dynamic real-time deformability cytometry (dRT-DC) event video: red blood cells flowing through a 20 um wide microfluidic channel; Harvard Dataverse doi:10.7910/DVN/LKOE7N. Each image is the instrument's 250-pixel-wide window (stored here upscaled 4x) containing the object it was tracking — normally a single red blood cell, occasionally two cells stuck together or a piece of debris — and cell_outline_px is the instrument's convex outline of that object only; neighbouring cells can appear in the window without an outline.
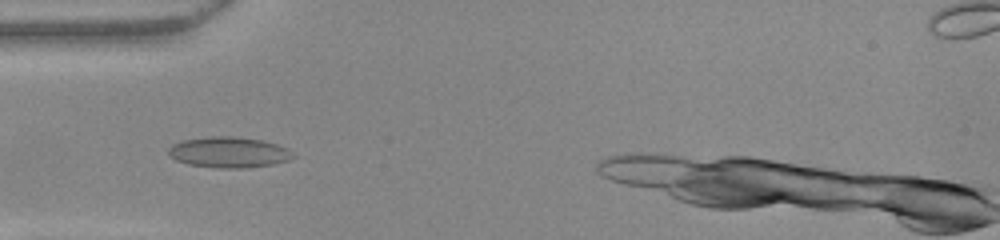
{"species": "common noctule bat (a hibernating species)", "species_latin": "Nyctalus noctula", "temperature_condition": "warm", "stored_images_in_passage": 40, "camera_frame_rate_fps": 3000, "um_per_image_px": 0.085, "animal": {"sex": "female", "body_mass_g": 22.0, "forearm_length_mm": 56.7}, "frame": {"image": 1, "passage_image": 11, "time_ms": 3.333, "image_size_px": [1000, 240], "cell_outline_px": [[296, 156], [288, 160], [272, 164], [244, 168], [220, 168], [188, 164], [176, 160], [168, 152], [168, 148], [172, 144], [184, 140], [212, 136], [232, 136], [260, 140], [276, 144], [288, 148]], "centroid_in_image_um": [19.46, 12.94], "position_along_channel_um": 65.5, "area_um2": 22.14}}
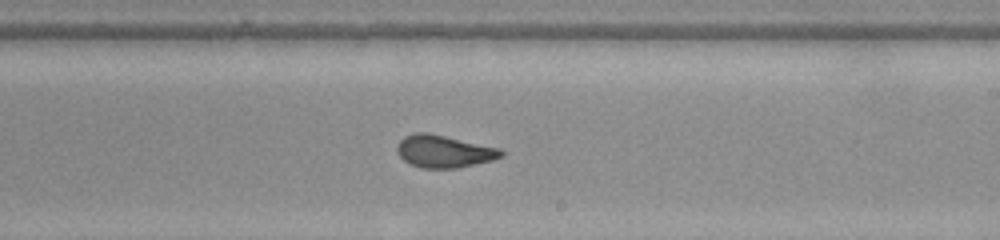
{"frame": {"image": 2, "passage_image": 25, "time_ms": 8.0, "image_size_px": [1000, 240], "cell_outline_px": [[504, 156], [492, 160], [456, 168], [420, 168], [404, 160], [396, 152], [396, 148], [400, 140], [404, 136], [416, 132], [428, 132], [500, 148], [504, 152]], "centroid_in_image_um": [37.73, 12.86], "position_along_channel_um": 251.3, "area_um2": 19.65}}
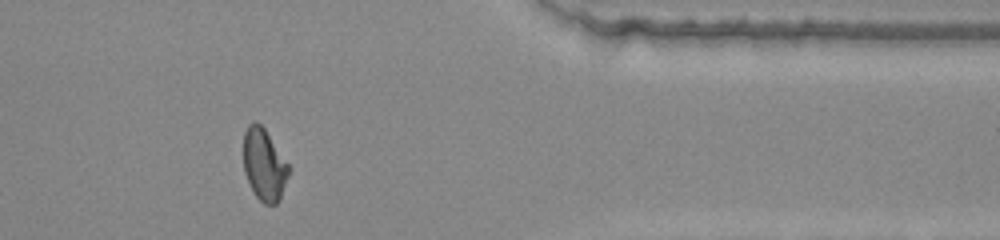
{"frame": {"image": 3, "passage_image": 37, "time_ms": 12.0, "image_size_px": [1000, 240], "cell_outline_px": [[292, 168], [280, 200], [276, 204], [264, 204], [256, 196], [244, 172], [244, 132], [248, 124], [256, 120], [264, 128]], "centroid_in_image_um": [22.49, 14.0], "position_along_channel_um": 388.9, "area_um2": 19.13}}